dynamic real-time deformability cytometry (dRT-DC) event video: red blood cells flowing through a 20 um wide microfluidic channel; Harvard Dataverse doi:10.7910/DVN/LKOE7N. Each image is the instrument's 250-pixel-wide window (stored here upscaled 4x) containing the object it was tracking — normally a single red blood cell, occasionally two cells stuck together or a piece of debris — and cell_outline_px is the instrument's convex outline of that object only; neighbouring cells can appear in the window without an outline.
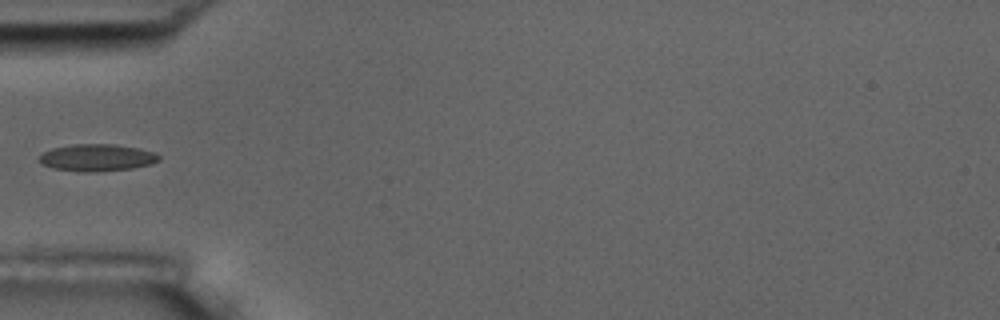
{"species": "common noctule bat (a hibernating species)", "species_latin": "Nyctalus noctula", "temperature_condition": "room temperature", "stored_images_in_passage": 9, "camera_frame_rate_fps": 3000, "um_per_image_px": 0.085, "animal": {"sex": "male", "body_mass_g": 17.5, "forearm_length_mm": 52.3}, "frame": {"image": 1, "passage_image": 6, "time_ms": 1.667, "image_size_px": [1000, 320], "cell_outline_px": [[160, 160], [152, 164], [132, 168], [96, 172], [84, 172], [56, 168], [40, 164], [40, 156], [44, 152], [52, 148], [72, 144], [116, 144], [140, 148], [152, 152], [160, 156]], "centroid_in_image_um": [8.27, 13.39], "position_along_channel_um": 76.7, "area_um2": 18.84}}
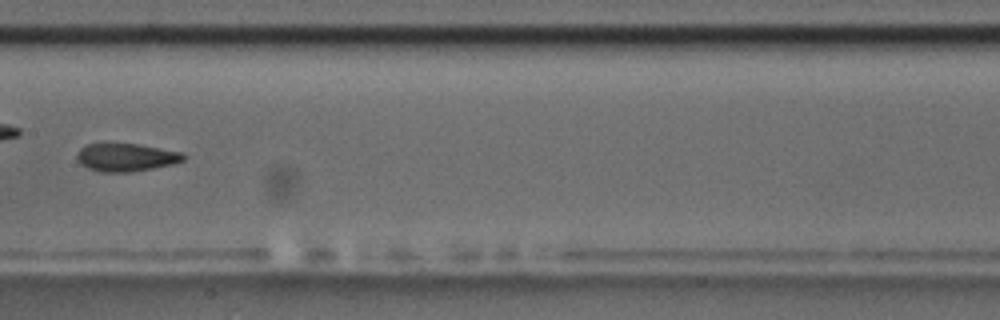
{"frame": {"image": 2, "passage_image": 9, "time_ms": 2.667, "image_size_px": [1000, 320], "cell_outline_px": [[184, 160], [172, 164], [132, 172], [100, 172], [88, 168], [80, 164], [76, 160], [76, 156], [80, 148], [84, 144], [104, 140], [108, 140], [136, 144], [184, 152]], "centroid_in_image_um": [10.62, 13.32], "position_along_channel_um": 196.8, "area_um2": 18.15}}